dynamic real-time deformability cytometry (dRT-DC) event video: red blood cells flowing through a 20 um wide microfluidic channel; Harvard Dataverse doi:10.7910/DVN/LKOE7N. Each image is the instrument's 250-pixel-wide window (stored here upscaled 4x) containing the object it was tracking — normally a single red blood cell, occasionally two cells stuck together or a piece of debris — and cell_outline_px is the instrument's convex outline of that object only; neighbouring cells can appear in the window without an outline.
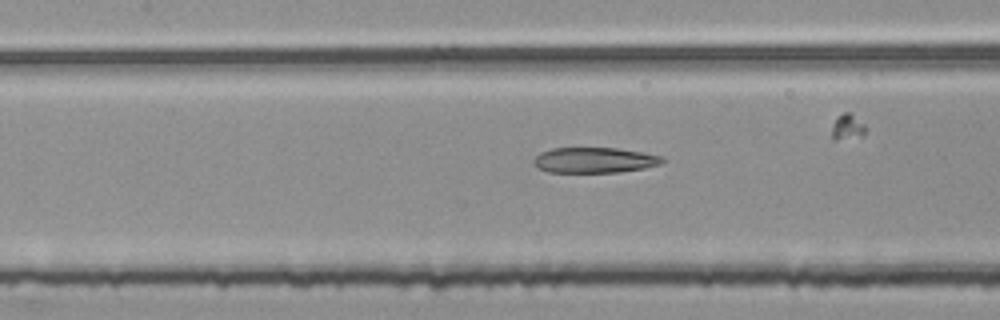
{"species": "common noctule bat (a hibernating species)", "species_latin": "Nyctalus noctula", "temperature_condition": "room temperature", "stored_images_in_passage": 55, "segment_of_instrument_passage": [2, 2], "camera_frame_rate_fps": 3000, "um_per_image_px": 0.085, "animal": {"sex": "female", "body_mass_g": 25.1}, "frame": {"image": 1, "passage_image": 24, "time_ms": 7.667, "image_size_px": [1000, 320], "cell_outline_px": [[668, 160], [660, 164], [644, 168], [620, 172], [548, 172], [536, 168], [532, 164], [532, 160], [540, 152], [552, 148], [616, 148], [640, 152], [660, 156]], "centroid_in_image_um": [50.48, 13.62], "position_along_channel_um": 156.9, "area_um2": 19.19}}
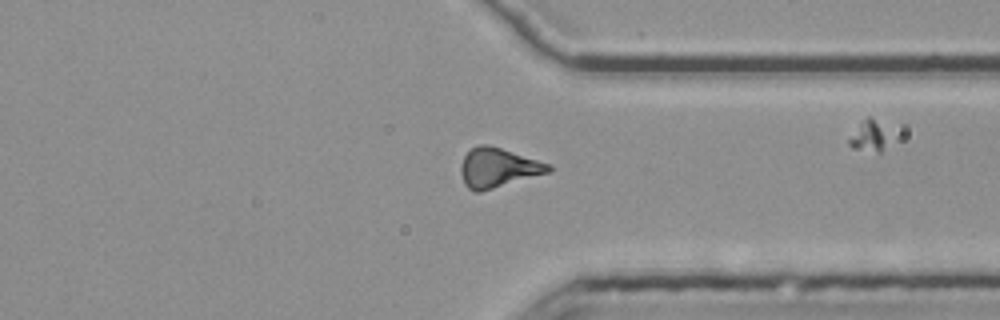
{"frame": {"image": 2, "passage_image": 41, "time_ms": 13.333, "image_size_px": [1000, 320], "cell_outline_px": [[552, 172], [480, 192], [476, 192], [468, 188], [464, 184], [460, 172], [460, 164], [464, 156], [472, 148], [480, 144], [488, 144], [552, 164]], "centroid_in_image_um": [42.35, 14.26], "position_along_channel_um": 369.0, "area_um2": 20.35}}
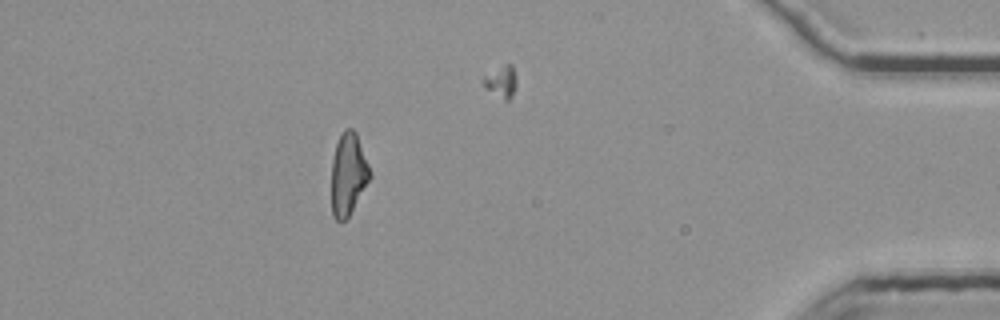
{"frame": {"image": 3, "passage_image": 48, "time_ms": 15.667, "image_size_px": [1000, 320], "cell_outline_px": [[372, 176], [348, 216], [344, 220], [336, 220], [332, 216], [332, 160], [336, 144], [344, 128], [352, 128], [356, 132], [372, 172]], "centroid_in_image_um": [29.61, 14.77], "position_along_channel_um": 405.6, "area_um2": 18.32}}